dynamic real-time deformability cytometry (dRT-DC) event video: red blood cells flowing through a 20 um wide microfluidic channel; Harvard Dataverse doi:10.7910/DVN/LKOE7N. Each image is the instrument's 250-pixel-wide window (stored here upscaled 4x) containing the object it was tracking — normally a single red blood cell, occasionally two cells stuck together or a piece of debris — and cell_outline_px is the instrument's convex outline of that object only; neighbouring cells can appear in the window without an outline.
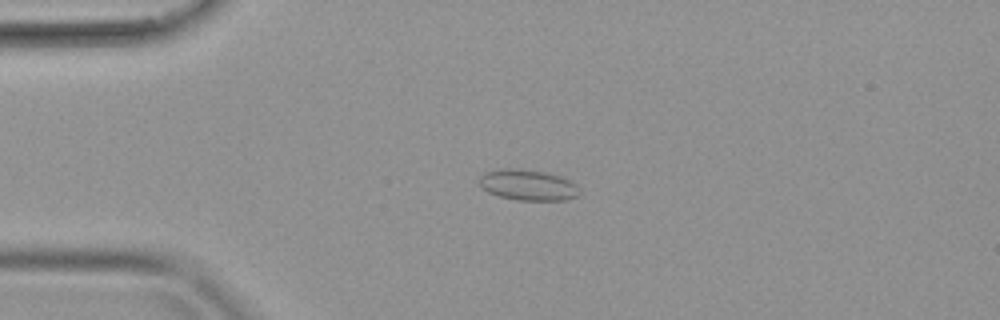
{"species": "common noctule bat (a hibernating species)", "species_latin": "Nyctalus noctula", "temperature_condition": "warm", "stored_images_in_passage": 39, "camera_frame_rate_fps": 3000, "um_per_image_px": 0.085, "animal": {"sex": "female", "body_mass_g": 19.9}, "frame": {"image": 1, "passage_image": 9, "time_ms": 2.667, "image_size_px": [1000, 320], "cell_outline_px": [[580, 192], [576, 196], [564, 200], [516, 200], [500, 196], [488, 192], [480, 188], [480, 176], [484, 172], [500, 168], [520, 168], [544, 172], [560, 176], [576, 184], [580, 188]], "centroid_in_image_um": [44.85, 15.71], "position_along_channel_um": 40.2, "area_um2": 18.09}}
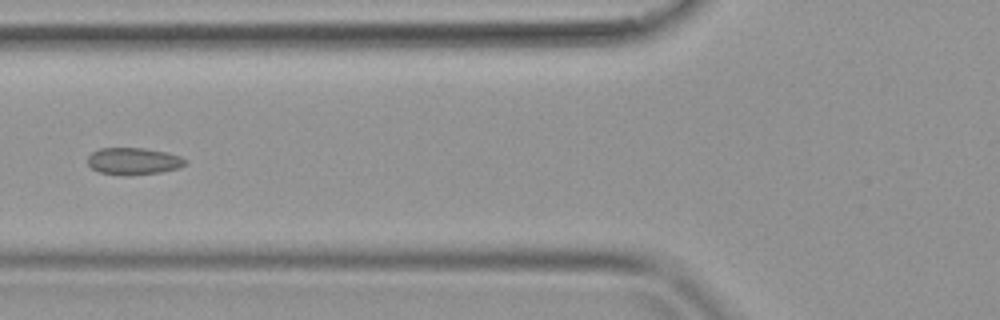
{"frame": {"image": 2, "passage_image": 15, "time_ms": 4.667, "image_size_px": [1000, 320], "cell_outline_px": [[188, 164], [180, 168], [160, 172], [128, 176], [124, 176], [100, 172], [92, 168], [88, 164], [88, 156], [92, 152], [100, 148], [144, 148], [168, 152], [180, 156], [188, 160]], "centroid_in_image_um": [11.39, 13.7], "position_along_channel_um": 114.4, "area_um2": 15.61}}
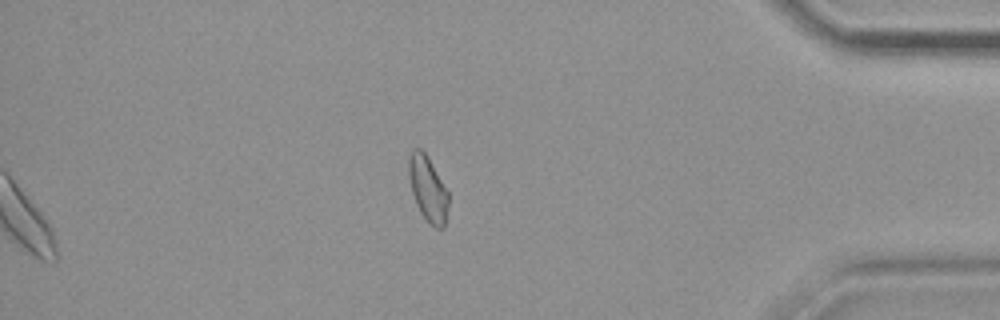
{"frame": {"image": 3, "passage_image": 34, "time_ms": 11.0, "image_size_px": [1000, 320], "cell_outline_px": [[448, 208], [444, 228], [436, 228], [420, 212], [416, 204], [412, 192], [408, 176], [408, 156], [412, 148], [420, 148], [428, 156], [448, 192]], "centroid_in_image_um": [36.35, 16.0], "position_along_channel_um": 398.8, "area_um2": 15.09}}